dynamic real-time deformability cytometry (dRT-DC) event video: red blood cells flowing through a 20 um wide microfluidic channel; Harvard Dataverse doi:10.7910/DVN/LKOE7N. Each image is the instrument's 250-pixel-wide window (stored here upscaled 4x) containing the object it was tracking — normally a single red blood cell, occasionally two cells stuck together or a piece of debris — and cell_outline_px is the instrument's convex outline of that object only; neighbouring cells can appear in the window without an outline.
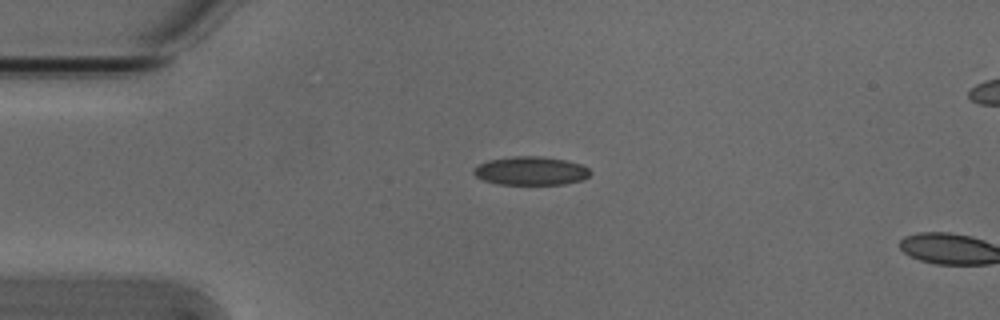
{"species": "Egyptian fruit bat (a non-hibernating species)", "species_latin": "Rousettus aegyptiacus", "temperature_condition": "cold", "stored_images_in_passage": 2, "camera_frame_rate_fps": 3000, "um_per_image_px": 0.085, "animal": {"sex": "male"}, "frame": {"image": 1, "passage_image": 1, "time_ms": 0.0, "image_size_px": [1000, 320], "cell_outline_px": [[592, 172], [584, 180], [564, 184], [496, 184], [484, 180], [476, 176], [472, 172], [472, 168], [476, 164], [488, 160], [512, 156], [540, 156], [564, 160], [580, 164], [588, 168]], "centroid_in_image_um": [45.08, 14.52], "position_along_channel_um": 39.9, "area_um2": 19.54}}